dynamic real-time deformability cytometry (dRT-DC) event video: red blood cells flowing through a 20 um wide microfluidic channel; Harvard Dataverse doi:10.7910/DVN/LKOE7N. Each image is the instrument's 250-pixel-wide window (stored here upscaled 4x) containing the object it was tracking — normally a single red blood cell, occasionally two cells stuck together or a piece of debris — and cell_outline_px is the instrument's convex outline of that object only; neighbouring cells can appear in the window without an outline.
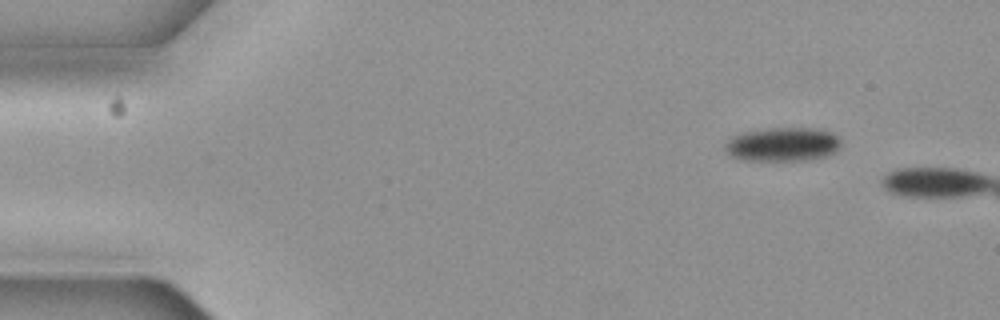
{"species": "common noctule bat (a hibernating species)", "species_latin": "Nyctalus noctula", "temperature_condition": "cold", "stored_images_in_passage": 3, "camera_frame_rate_fps": 3000, "um_per_image_px": 0.085, "animal": {"sex": "female", "body_mass_g": 19.3, "forearm_length_mm": 54.1}, "frame": {"image": 1, "passage_image": 1, "time_ms": 0.0, "image_size_px": [1000, 320], "cell_outline_px": [[840, 148], [836, 152], [828, 156], [804, 160], [744, 160], [732, 156], [724, 148], [724, 144], [728, 140], [736, 136], [748, 132], [772, 128], [816, 128], [832, 132], [840, 140]], "centroid_in_image_um": [66.59, 12.28], "position_along_channel_um": 18.4, "area_um2": 22.66}}